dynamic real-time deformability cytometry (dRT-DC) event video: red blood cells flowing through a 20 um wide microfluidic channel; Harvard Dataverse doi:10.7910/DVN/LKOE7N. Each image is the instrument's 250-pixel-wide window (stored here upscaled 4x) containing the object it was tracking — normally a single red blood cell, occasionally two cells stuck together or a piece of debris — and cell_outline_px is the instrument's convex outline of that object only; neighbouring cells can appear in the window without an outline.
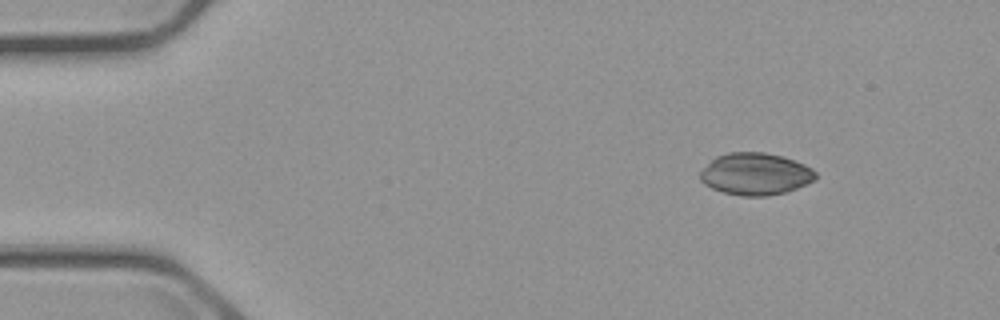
{"species": "common noctule bat (a hibernating species)", "species_latin": "Nyctalus noctula", "temperature_condition": "cold", "stored_images_in_passage": 6, "camera_frame_rate_fps": 3000, "um_per_image_px": 0.085, "animal": {"sex": "male", "body_mass_g": 23.1, "forearm_length_mm": 52.7}, "frame": {"image": 1, "passage_image": 1, "time_ms": 0.0, "image_size_px": [1000, 320], "cell_outline_px": [[816, 176], [812, 180], [796, 188], [784, 192], [768, 196], [740, 196], [724, 192], [712, 188], [704, 184], [700, 180], [700, 172], [716, 156], [728, 152], [764, 152], [784, 156], [804, 164], [812, 168], [816, 172]], "centroid_in_image_um": [64.2, 14.78], "position_along_channel_um": 20.8, "area_um2": 28.15}}
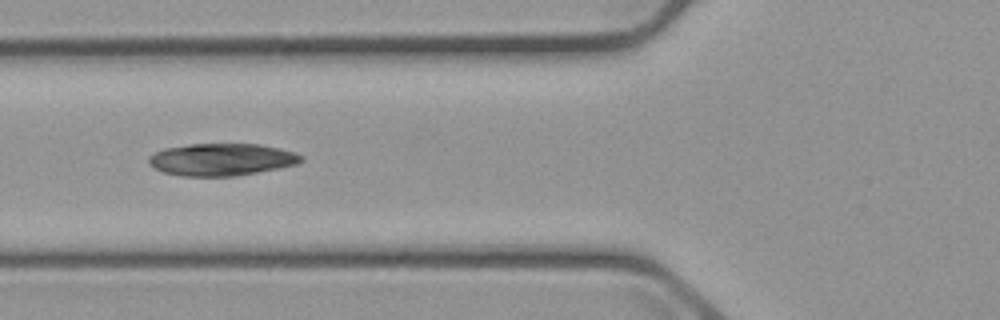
{"frame": {"image": 2, "passage_image": 5, "time_ms": 4.667, "image_size_px": [1000, 320], "cell_outline_px": [[304, 160], [296, 164], [280, 168], [236, 176], [180, 176], [164, 172], [148, 164], [148, 156], [164, 148], [188, 144], [260, 144], [280, 148], [296, 152], [304, 156]], "centroid_in_image_um": [18.86, 13.55], "position_along_channel_um": 106.9, "area_um2": 28.84}}
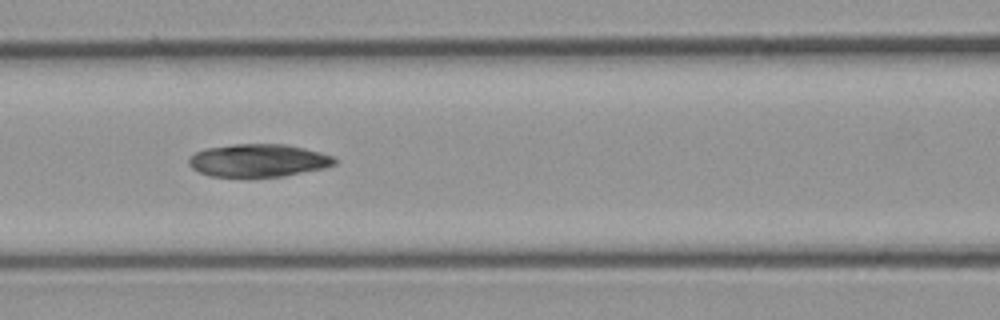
{"frame": {"image": 3, "passage_image": 6, "time_ms": 5.667, "image_size_px": [1000, 320], "cell_outline_px": [[336, 164], [324, 168], [284, 176], [208, 176], [192, 168], [188, 164], [188, 160], [196, 152], [204, 148], [232, 144], [288, 144], [320, 152], [332, 156], [336, 160]], "centroid_in_image_um": [21.95, 13.63], "position_along_channel_um": 144.6, "area_um2": 27.8}}